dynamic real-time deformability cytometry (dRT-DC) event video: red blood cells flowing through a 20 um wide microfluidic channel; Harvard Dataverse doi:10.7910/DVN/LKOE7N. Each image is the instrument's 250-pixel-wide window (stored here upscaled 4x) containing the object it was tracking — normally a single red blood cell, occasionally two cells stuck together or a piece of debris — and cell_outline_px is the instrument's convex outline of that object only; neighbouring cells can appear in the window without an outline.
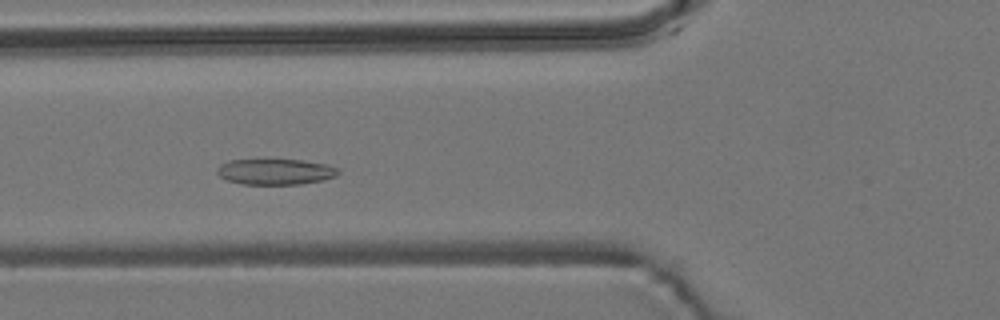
{"species": "common noctule bat (a hibernating species)", "species_latin": "Nyctalus noctula", "temperature_condition": "room temperature", "stored_images_in_passage": 53, "camera_frame_rate_fps": 3000, "um_per_image_px": 0.085, "animal": {"sex": "male", "body_mass_g": 19.2, "forearm_length_mm": 51.8}, "frame": {"image": 1, "passage_image": 18, "time_ms": 5.667, "image_size_px": [1000, 320], "cell_outline_px": [[340, 172], [336, 176], [324, 180], [300, 184], [244, 184], [228, 180], [220, 176], [216, 172], [216, 168], [220, 164], [232, 160], [304, 160], [324, 164], [340, 168]], "centroid_in_image_um": [23.44, 14.6], "position_along_channel_um": 102.4, "area_um2": 18.15}}
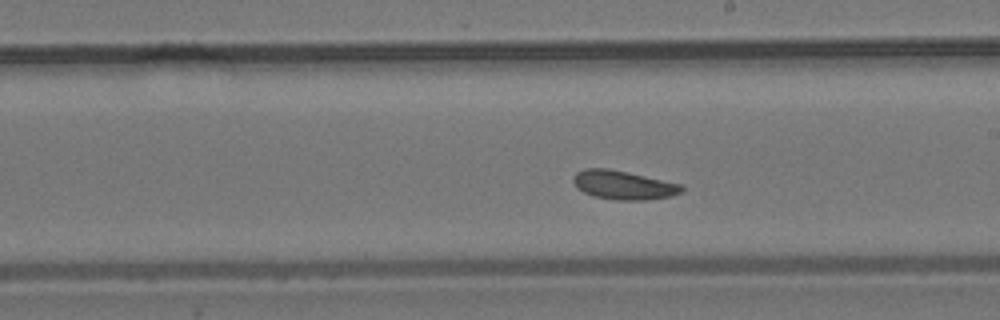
{"frame": {"image": 2, "passage_image": 29, "time_ms": 9.333, "image_size_px": [1000, 320], "cell_outline_px": [[684, 188], [680, 192], [672, 196], [648, 200], [616, 200], [592, 196], [576, 188], [572, 180], [572, 176], [576, 172], [584, 168], [608, 168], [680, 184]], "centroid_in_image_um": [52.92, 15.73], "position_along_channel_um": 236.1, "area_um2": 18.21}}
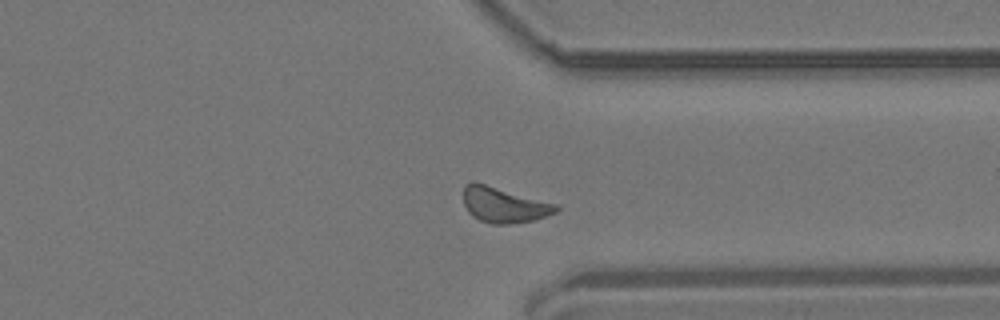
{"frame": {"image": 3, "passage_image": 40, "time_ms": 13.0, "image_size_px": [1000, 320], "cell_outline_px": [[560, 208], [556, 212], [532, 220], [508, 224], [492, 224], [480, 220], [472, 216], [468, 212], [464, 204], [464, 184], [472, 180], [556, 204]], "centroid_in_image_um": [42.78, 17.4], "position_along_channel_um": 368.6, "area_um2": 18.96}, "authors_computed_cell_mechanics": {"area_um2": 18.2648, "velocity_mm_per_s": 3.6477, "shape_relaxation_time_tau1_ms": null, "shape_relaxation_time_tau2_ms": 10.7945, "deformation_change_tau1": null, "deformation_change_tau2": 0.1804}}